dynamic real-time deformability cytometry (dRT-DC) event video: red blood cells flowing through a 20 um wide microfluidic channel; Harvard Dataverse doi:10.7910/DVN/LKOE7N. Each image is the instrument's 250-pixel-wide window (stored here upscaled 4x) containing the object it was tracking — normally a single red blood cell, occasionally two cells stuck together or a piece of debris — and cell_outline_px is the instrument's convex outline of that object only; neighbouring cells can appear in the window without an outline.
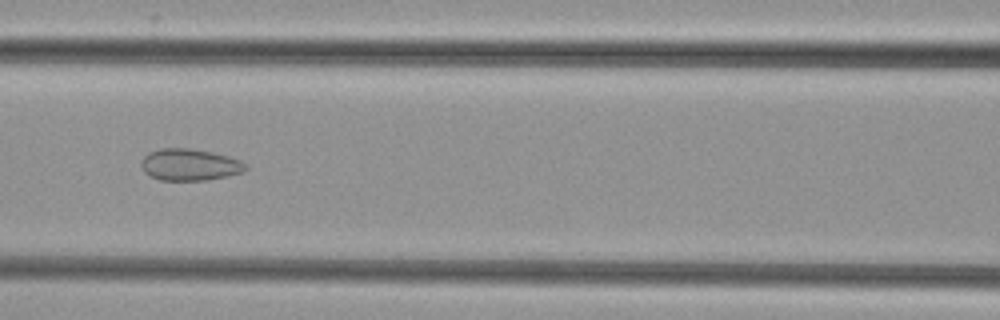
{"species": "common noctule bat (a hibernating species)", "species_latin": "Nyctalus noctula", "temperature_condition": "cold", "stored_images_in_passage": 38, "camera_frame_rate_fps": 3000, "um_per_image_px": 0.085, "animal": {"sex": "female", "body_mass_g": 29.2, "forearm_length_mm": 56.3}, "frame": {"image": 1, "passage_image": 10, "time_ms": 3.0, "image_size_px": [1000, 320], "cell_outline_px": [[248, 168], [244, 172], [208, 180], [160, 180], [148, 176], [144, 172], [140, 164], [140, 160], [148, 152], [160, 148], [188, 148], [212, 152], [228, 156], [240, 160], [248, 164]], "centroid_in_image_um": [16.11, 14.0], "position_along_channel_um": 150.5, "area_um2": 19.59}}
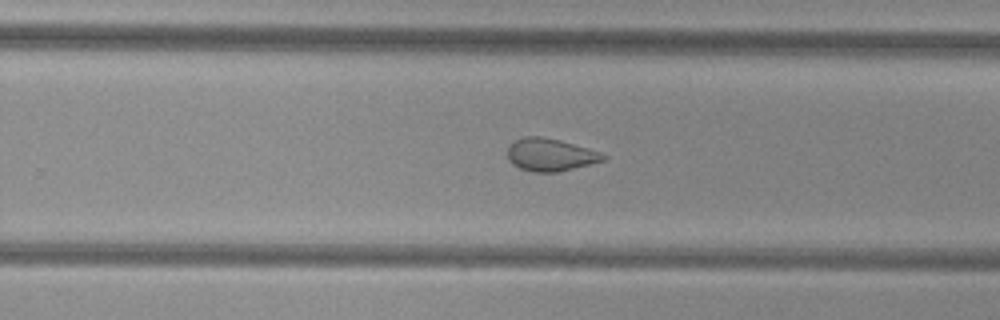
{"frame": {"image": 2, "passage_image": 20, "time_ms": 6.333, "image_size_px": [1000, 320], "cell_outline_px": [[608, 156], [604, 160], [556, 172], [532, 172], [520, 168], [512, 164], [508, 160], [508, 148], [516, 140], [524, 136], [544, 136], [560, 140], [588, 148], [600, 152]], "centroid_in_image_um": [46.76, 13.14], "position_along_channel_um": 283.0, "area_um2": 18.03}}
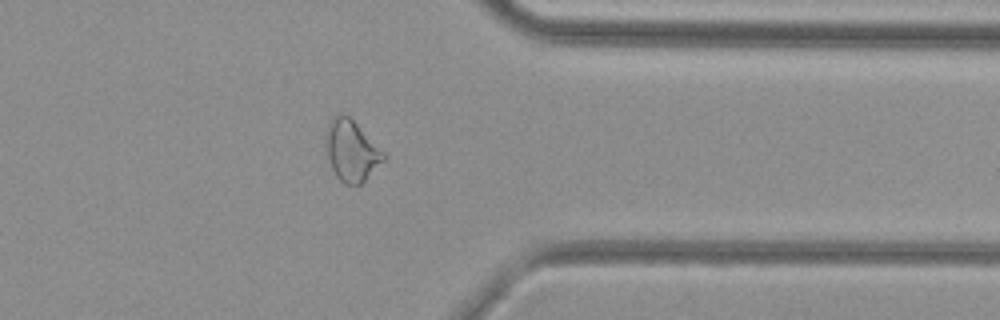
{"frame": {"image": 3, "passage_image": 28, "time_ms": 9.0, "image_size_px": [1000, 320], "cell_outline_px": [[388, 156], [360, 184], [344, 184], [336, 176], [332, 168], [328, 156], [328, 124], [340, 112], [348, 116]], "centroid_in_image_um": [29.91, 12.83], "position_along_channel_um": 381.5, "area_um2": 19.59}}